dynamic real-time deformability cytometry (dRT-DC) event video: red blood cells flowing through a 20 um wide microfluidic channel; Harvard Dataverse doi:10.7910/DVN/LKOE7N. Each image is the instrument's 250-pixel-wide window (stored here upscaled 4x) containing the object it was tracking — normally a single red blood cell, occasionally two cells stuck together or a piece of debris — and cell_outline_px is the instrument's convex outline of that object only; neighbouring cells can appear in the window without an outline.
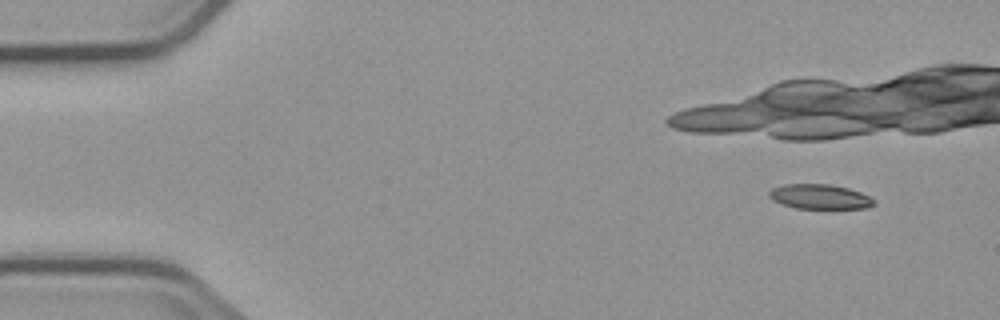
{"species": "common noctule bat (a hibernating species)", "species_latin": "Nyctalus noctula", "temperature_condition": "cold", "stored_images_in_passage": 8, "camera_frame_rate_fps": 3000, "um_per_image_px": 0.085, "animal": {"sex": "male", "body_mass_g": 23.1, "forearm_length_mm": 52.7}, "frame": {"image": 1, "passage_image": 1, "time_ms": 0.0, "image_size_px": [1000, 320], "cell_outline_px": [[876, 204], [868, 208], [796, 208], [772, 200], [768, 196], [768, 192], [772, 188], [784, 184], [832, 184], [848, 188], [860, 192], [876, 200]], "centroid_in_image_um": [69.69, 16.71], "position_along_channel_um": 15.3, "area_um2": 15.14}}